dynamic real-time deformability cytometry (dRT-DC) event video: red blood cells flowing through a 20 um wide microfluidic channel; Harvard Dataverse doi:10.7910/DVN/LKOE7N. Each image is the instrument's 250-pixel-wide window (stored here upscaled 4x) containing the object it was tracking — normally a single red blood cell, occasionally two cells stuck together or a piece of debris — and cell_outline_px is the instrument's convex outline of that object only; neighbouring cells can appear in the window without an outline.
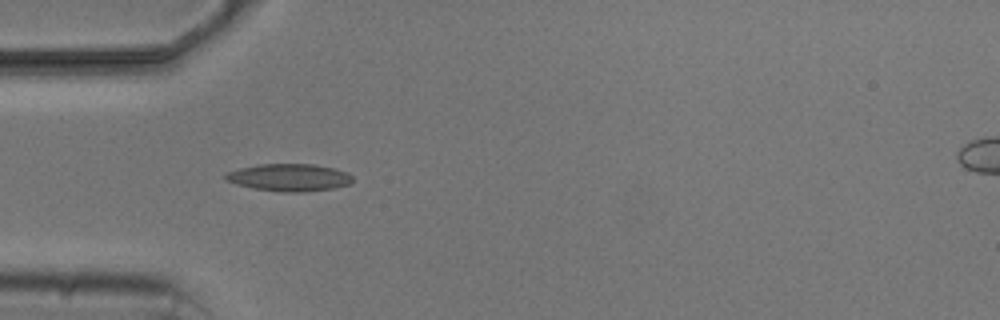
{"species": "common noctule bat (a hibernating species)", "species_latin": "Nyctalus noctula", "temperature_condition": "cold", "stored_images_in_passage": 5, "camera_frame_rate_fps": 3000, "um_per_image_px": 0.085, "animal": {"sex": "male", "body_mass_g": 20.5, "forearm_length_mm": 52.5}, "frame": {"image": 1, "passage_image": 4, "time_ms": 4.667, "image_size_px": [1000, 320], "cell_outline_px": [[352, 180], [348, 184], [332, 188], [304, 192], [280, 192], [252, 188], [236, 184], [228, 180], [224, 176], [228, 172], [240, 168], [260, 164], [312, 164], [332, 168], [348, 172], [352, 176]], "centroid_in_image_um": [24.58, 15.09], "position_along_channel_um": 60.4, "area_um2": 20.06}}
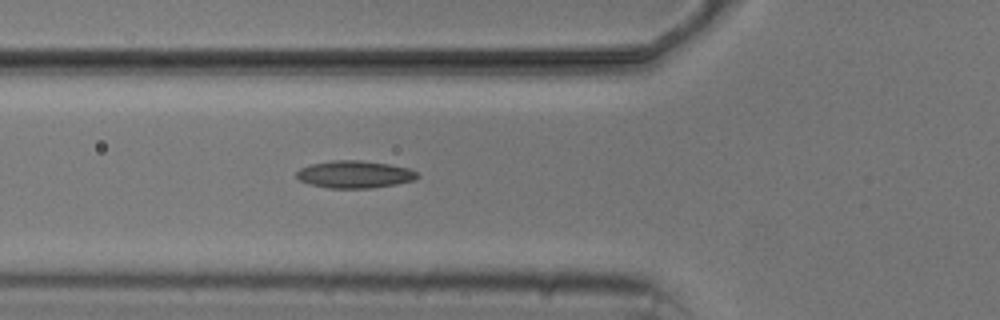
{"frame": {"image": 2, "passage_image": 5, "time_ms": 5.667, "image_size_px": [1000, 320], "cell_outline_px": [[420, 176], [416, 180], [396, 184], [372, 188], [328, 188], [312, 184], [300, 180], [296, 176], [296, 172], [300, 168], [312, 164], [332, 160], [360, 160], [388, 164], [408, 168], [416, 172]], "centroid_in_image_um": [30.17, 14.82], "position_along_channel_um": 95.6, "area_um2": 19.19}}